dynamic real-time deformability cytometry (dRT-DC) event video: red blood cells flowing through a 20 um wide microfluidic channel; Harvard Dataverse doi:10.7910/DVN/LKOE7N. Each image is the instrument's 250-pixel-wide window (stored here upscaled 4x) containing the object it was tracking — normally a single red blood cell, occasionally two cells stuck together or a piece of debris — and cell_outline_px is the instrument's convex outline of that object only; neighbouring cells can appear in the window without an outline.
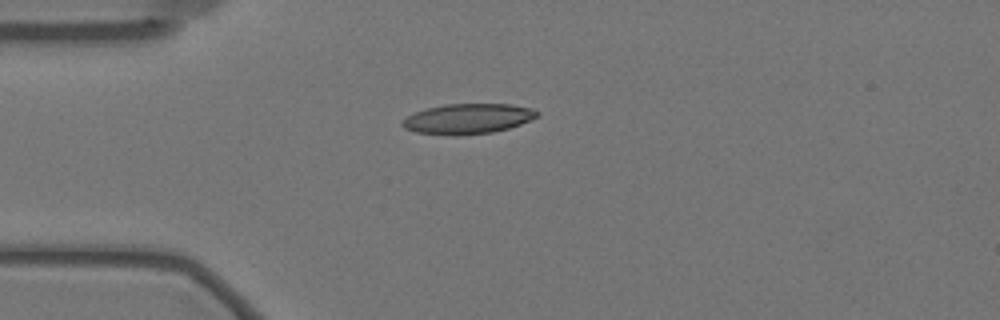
{"species": "Egyptian fruit bat (a non-hibernating species)", "species_latin": "Rousettus aegyptiacus", "temperature_condition": "warm", "stored_images_in_passage": 44, "camera_frame_rate_fps": 3000, "um_per_image_px": 0.085, "animal": {"sex": "female"}, "frame": {"image": 1, "passage_image": 1, "time_ms": 0.0, "image_size_px": [1000, 320], "cell_outline_px": [[540, 112], [536, 116], [520, 124], [508, 128], [492, 132], [416, 132], [404, 128], [400, 124], [400, 120], [416, 112], [428, 108], [444, 104], [512, 104], [532, 108]], "centroid_in_image_um": [39.79, 10.03], "position_along_channel_um": 45.2, "area_um2": 22.54}}
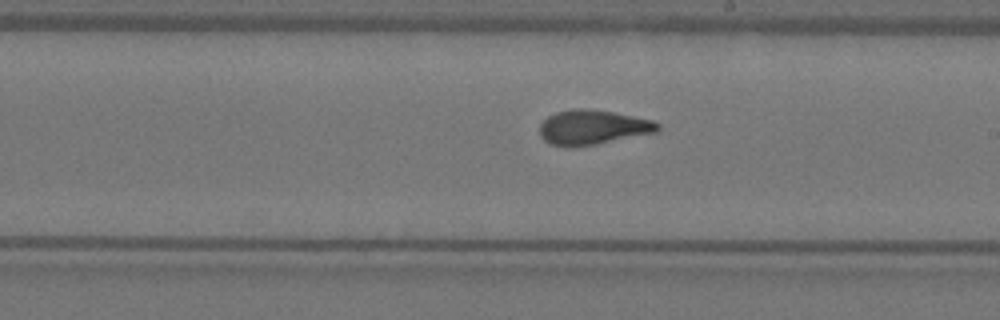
{"frame": {"image": 2, "passage_image": 19, "time_ms": 6.0, "image_size_px": [1000, 320], "cell_outline_px": [[660, 128], [656, 132], [596, 144], [572, 148], [568, 148], [552, 144], [544, 140], [540, 136], [540, 124], [548, 116], [556, 112], [576, 108], [588, 108], [612, 112], [652, 120], [660, 124]], "centroid_in_image_um": [50.35, 10.83], "position_along_channel_um": 238.6, "area_um2": 23.81}}
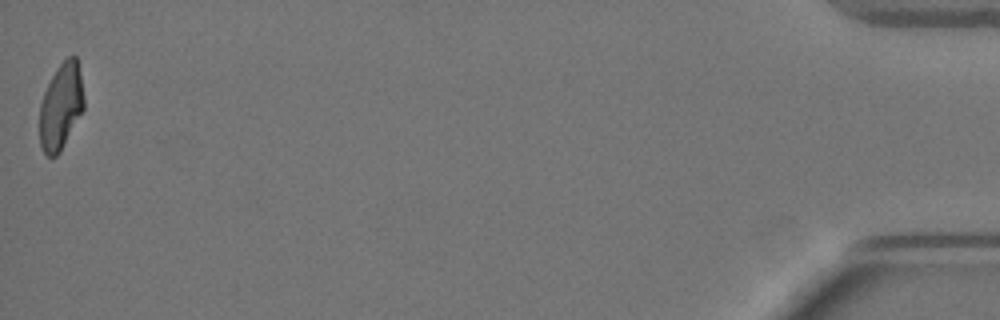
{"frame": {"image": 3, "passage_image": 44, "time_ms": 14.333, "image_size_px": [1000, 320], "cell_outline_px": [[84, 108], [60, 152], [56, 156], [48, 156], [44, 152], [40, 144], [40, 104], [44, 92], [56, 68], [68, 56], [76, 56], [84, 96]], "centroid_in_image_um": [5.18, 9.05], "position_along_channel_um": 430.0, "area_um2": 21.96}, "authors_computed_cell_mechanics": {"area_um2": 23.3223, "velocity_mm_per_s": 3.4842, "shape_relaxation_time_tau1_ms": 6.6978, "shape_relaxation_time_tau2_ms": 1.4573, "deformation_change_tau1": 0.2155, "deformation_change_tau2": 0.0828}}